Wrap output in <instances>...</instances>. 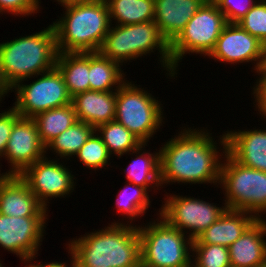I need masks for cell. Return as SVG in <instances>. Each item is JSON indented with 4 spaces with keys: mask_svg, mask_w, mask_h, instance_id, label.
<instances>
[{
    "mask_svg": "<svg viewBox=\"0 0 266 267\" xmlns=\"http://www.w3.org/2000/svg\"><path fill=\"white\" fill-rule=\"evenodd\" d=\"M236 24L263 44L266 43V2L258 1Z\"/></svg>",
    "mask_w": 266,
    "mask_h": 267,
    "instance_id": "obj_32",
    "label": "cell"
},
{
    "mask_svg": "<svg viewBox=\"0 0 266 267\" xmlns=\"http://www.w3.org/2000/svg\"><path fill=\"white\" fill-rule=\"evenodd\" d=\"M68 254H70V266L67 265L66 262H58V261H53V262H48L47 264L42 263V267H75V261L72 253L68 250Z\"/></svg>",
    "mask_w": 266,
    "mask_h": 267,
    "instance_id": "obj_37",
    "label": "cell"
},
{
    "mask_svg": "<svg viewBox=\"0 0 266 267\" xmlns=\"http://www.w3.org/2000/svg\"><path fill=\"white\" fill-rule=\"evenodd\" d=\"M257 218L240 210L227 209L209 228L203 231L193 244H218L229 247Z\"/></svg>",
    "mask_w": 266,
    "mask_h": 267,
    "instance_id": "obj_21",
    "label": "cell"
},
{
    "mask_svg": "<svg viewBox=\"0 0 266 267\" xmlns=\"http://www.w3.org/2000/svg\"><path fill=\"white\" fill-rule=\"evenodd\" d=\"M59 160L45 156L19 175L45 209H48L49 199L67 197L77 183L72 171Z\"/></svg>",
    "mask_w": 266,
    "mask_h": 267,
    "instance_id": "obj_12",
    "label": "cell"
},
{
    "mask_svg": "<svg viewBox=\"0 0 266 267\" xmlns=\"http://www.w3.org/2000/svg\"><path fill=\"white\" fill-rule=\"evenodd\" d=\"M257 71H266V43H264L262 64H261V67Z\"/></svg>",
    "mask_w": 266,
    "mask_h": 267,
    "instance_id": "obj_40",
    "label": "cell"
},
{
    "mask_svg": "<svg viewBox=\"0 0 266 267\" xmlns=\"http://www.w3.org/2000/svg\"><path fill=\"white\" fill-rule=\"evenodd\" d=\"M221 0H205V2L217 5Z\"/></svg>",
    "mask_w": 266,
    "mask_h": 267,
    "instance_id": "obj_42",
    "label": "cell"
},
{
    "mask_svg": "<svg viewBox=\"0 0 266 267\" xmlns=\"http://www.w3.org/2000/svg\"><path fill=\"white\" fill-rule=\"evenodd\" d=\"M121 222L67 242L75 267H141L138 225Z\"/></svg>",
    "mask_w": 266,
    "mask_h": 267,
    "instance_id": "obj_2",
    "label": "cell"
},
{
    "mask_svg": "<svg viewBox=\"0 0 266 267\" xmlns=\"http://www.w3.org/2000/svg\"><path fill=\"white\" fill-rule=\"evenodd\" d=\"M45 209L19 175L0 180V213L12 217H47Z\"/></svg>",
    "mask_w": 266,
    "mask_h": 267,
    "instance_id": "obj_16",
    "label": "cell"
},
{
    "mask_svg": "<svg viewBox=\"0 0 266 267\" xmlns=\"http://www.w3.org/2000/svg\"><path fill=\"white\" fill-rule=\"evenodd\" d=\"M32 78L37 80L30 84L20 81L11 88V92L14 91L17 95L12 107L21 117L34 118L41 112L71 104L72 97L56 66Z\"/></svg>",
    "mask_w": 266,
    "mask_h": 267,
    "instance_id": "obj_10",
    "label": "cell"
},
{
    "mask_svg": "<svg viewBox=\"0 0 266 267\" xmlns=\"http://www.w3.org/2000/svg\"><path fill=\"white\" fill-rule=\"evenodd\" d=\"M74 157H77L78 161L86 168L94 171L102 170L104 167L107 168L106 165H111V155L96 131L84 143Z\"/></svg>",
    "mask_w": 266,
    "mask_h": 267,
    "instance_id": "obj_30",
    "label": "cell"
},
{
    "mask_svg": "<svg viewBox=\"0 0 266 267\" xmlns=\"http://www.w3.org/2000/svg\"><path fill=\"white\" fill-rule=\"evenodd\" d=\"M33 119L38 127L39 138L45 147L77 121L72 104L41 112Z\"/></svg>",
    "mask_w": 266,
    "mask_h": 267,
    "instance_id": "obj_26",
    "label": "cell"
},
{
    "mask_svg": "<svg viewBox=\"0 0 266 267\" xmlns=\"http://www.w3.org/2000/svg\"><path fill=\"white\" fill-rule=\"evenodd\" d=\"M183 128L159 149L162 188L176 182L219 187L221 160L227 153L225 133L217 143L208 129Z\"/></svg>",
    "mask_w": 266,
    "mask_h": 267,
    "instance_id": "obj_1",
    "label": "cell"
},
{
    "mask_svg": "<svg viewBox=\"0 0 266 267\" xmlns=\"http://www.w3.org/2000/svg\"><path fill=\"white\" fill-rule=\"evenodd\" d=\"M149 92L126 80L116 91L115 109V120L147 144L165 119L160 100Z\"/></svg>",
    "mask_w": 266,
    "mask_h": 267,
    "instance_id": "obj_8",
    "label": "cell"
},
{
    "mask_svg": "<svg viewBox=\"0 0 266 267\" xmlns=\"http://www.w3.org/2000/svg\"><path fill=\"white\" fill-rule=\"evenodd\" d=\"M33 259H36V256L31 257V258H26V259H22V261H24V263L27 262V265L25 264V267H42V262H39V264H35V263H31L32 261H34ZM30 263V264H28Z\"/></svg>",
    "mask_w": 266,
    "mask_h": 267,
    "instance_id": "obj_39",
    "label": "cell"
},
{
    "mask_svg": "<svg viewBox=\"0 0 266 267\" xmlns=\"http://www.w3.org/2000/svg\"><path fill=\"white\" fill-rule=\"evenodd\" d=\"M10 91L11 87L5 82L0 68V103L3 101L2 98H4Z\"/></svg>",
    "mask_w": 266,
    "mask_h": 267,
    "instance_id": "obj_38",
    "label": "cell"
},
{
    "mask_svg": "<svg viewBox=\"0 0 266 267\" xmlns=\"http://www.w3.org/2000/svg\"><path fill=\"white\" fill-rule=\"evenodd\" d=\"M163 205L159 209V215L170 226L188 234L191 240H195L203 231L216 222L228 209L216 206L200 198L180 196L176 194L165 195Z\"/></svg>",
    "mask_w": 266,
    "mask_h": 267,
    "instance_id": "obj_11",
    "label": "cell"
},
{
    "mask_svg": "<svg viewBox=\"0 0 266 267\" xmlns=\"http://www.w3.org/2000/svg\"><path fill=\"white\" fill-rule=\"evenodd\" d=\"M257 2V0H221L217 6L225 15L227 23H237Z\"/></svg>",
    "mask_w": 266,
    "mask_h": 267,
    "instance_id": "obj_33",
    "label": "cell"
},
{
    "mask_svg": "<svg viewBox=\"0 0 266 267\" xmlns=\"http://www.w3.org/2000/svg\"><path fill=\"white\" fill-rule=\"evenodd\" d=\"M223 160L219 185L225 193L227 208L246 211L263 219L262 213L266 214V172L243 166L228 153Z\"/></svg>",
    "mask_w": 266,
    "mask_h": 267,
    "instance_id": "obj_7",
    "label": "cell"
},
{
    "mask_svg": "<svg viewBox=\"0 0 266 267\" xmlns=\"http://www.w3.org/2000/svg\"><path fill=\"white\" fill-rule=\"evenodd\" d=\"M122 190H120L118 196H116L115 205L117 207V213H121L122 216L127 217L129 221L127 224L131 225L133 220L140 215L143 216L148 207H150V195L149 191L139 185L131 182L126 183ZM132 188V189H131Z\"/></svg>",
    "mask_w": 266,
    "mask_h": 267,
    "instance_id": "obj_29",
    "label": "cell"
},
{
    "mask_svg": "<svg viewBox=\"0 0 266 267\" xmlns=\"http://www.w3.org/2000/svg\"><path fill=\"white\" fill-rule=\"evenodd\" d=\"M46 156L33 118L20 117L11 130L3 158L10 164L5 175H20L27 167Z\"/></svg>",
    "mask_w": 266,
    "mask_h": 267,
    "instance_id": "obj_14",
    "label": "cell"
},
{
    "mask_svg": "<svg viewBox=\"0 0 266 267\" xmlns=\"http://www.w3.org/2000/svg\"><path fill=\"white\" fill-rule=\"evenodd\" d=\"M225 131L227 153L243 166L266 172V128Z\"/></svg>",
    "mask_w": 266,
    "mask_h": 267,
    "instance_id": "obj_17",
    "label": "cell"
},
{
    "mask_svg": "<svg viewBox=\"0 0 266 267\" xmlns=\"http://www.w3.org/2000/svg\"><path fill=\"white\" fill-rule=\"evenodd\" d=\"M56 67L61 72L71 97L90 90L89 52L58 53Z\"/></svg>",
    "mask_w": 266,
    "mask_h": 267,
    "instance_id": "obj_23",
    "label": "cell"
},
{
    "mask_svg": "<svg viewBox=\"0 0 266 267\" xmlns=\"http://www.w3.org/2000/svg\"><path fill=\"white\" fill-rule=\"evenodd\" d=\"M88 74L90 90L95 91H117L127 80L121 65L100 52H89Z\"/></svg>",
    "mask_w": 266,
    "mask_h": 267,
    "instance_id": "obj_24",
    "label": "cell"
},
{
    "mask_svg": "<svg viewBox=\"0 0 266 267\" xmlns=\"http://www.w3.org/2000/svg\"><path fill=\"white\" fill-rule=\"evenodd\" d=\"M56 33L53 24L39 32L0 43V68L5 82L13 88L20 81L56 66Z\"/></svg>",
    "mask_w": 266,
    "mask_h": 267,
    "instance_id": "obj_4",
    "label": "cell"
},
{
    "mask_svg": "<svg viewBox=\"0 0 266 267\" xmlns=\"http://www.w3.org/2000/svg\"><path fill=\"white\" fill-rule=\"evenodd\" d=\"M147 143H142L138 148L128 154H136L135 158L124 169L127 182L142 186L150 192V188L160 190L161 188V167H160V150L150 153L145 150ZM144 149V150H143ZM153 186V187H152ZM160 186V187H159Z\"/></svg>",
    "mask_w": 266,
    "mask_h": 267,
    "instance_id": "obj_22",
    "label": "cell"
},
{
    "mask_svg": "<svg viewBox=\"0 0 266 267\" xmlns=\"http://www.w3.org/2000/svg\"><path fill=\"white\" fill-rule=\"evenodd\" d=\"M77 121L85 122L95 129L115 120L116 91L88 90L71 98Z\"/></svg>",
    "mask_w": 266,
    "mask_h": 267,
    "instance_id": "obj_20",
    "label": "cell"
},
{
    "mask_svg": "<svg viewBox=\"0 0 266 267\" xmlns=\"http://www.w3.org/2000/svg\"><path fill=\"white\" fill-rule=\"evenodd\" d=\"M205 0H154V21L170 45L183 31Z\"/></svg>",
    "mask_w": 266,
    "mask_h": 267,
    "instance_id": "obj_18",
    "label": "cell"
},
{
    "mask_svg": "<svg viewBox=\"0 0 266 267\" xmlns=\"http://www.w3.org/2000/svg\"><path fill=\"white\" fill-rule=\"evenodd\" d=\"M48 218L12 217L0 213V246L21 260L38 256Z\"/></svg>",
    "mask_w": 266,
    "mask_h": 267,
    "instance_id": "obj_13",
    "label": "cell"
},
{
    "mask_svg": "<svg viewBox=\"0 0 266 267\" xmlns=\"http://www.w3.org/2000/svg\"><path fill=\"white\" fill-rule=\"evenodd\" d=\"M94 132L95 128L91 125L76 121L46 146V153L52 150L51 152L56 154L55 159L61 158L65 161L73 158Z\"/></svg>",
    "mask_w": 266,
    "mask_h": 267,
    "instance_id": "obj_27",
    "label": "cell"
},
{
    "mask_svg": "<svg viewBox=\"0 0 266 267\" xmlns=\"http://www.w3.org/2000/svg\"><path fill=\"white\" fill-rule=\"evenodd\" d=\"M65 13L53 21L59 53L99 52L111 26L105 0L61 5Z\"/></svg>",
    "mask_w": 266,
    "mask_h": 267,
    "instance_id": "obj_3",
    "label": "cell"
},
{
    "mask_svg": "<svg viewBox=\"0 0 266 267\" xmlns=\"http://www.w3.org/2000/svg\"><path fill=\"white\" fill-rule=\"evenodd\" d=\"M111 24L132 25L154 21V0H105ZM114 20V21H113Z\"/></svg>",
    "mask_w": 266,
    "mask_h": 267,
    "instance_id": "obj_25",
    "label": "cell"
},
{
    "mask_svg": "<svg viewBox=\"0 0 266 267\" xmlns=\"http://www.w3.org/2000/svg\"><path fill=\"white\" fill-rule=\"evenodd\" d=\"M257 75H259V79L256 80V84H254L252 88V95L254 96V105L258 110L260 115H262V119L266 118V71H256Z\"/></svg>",
    "mask_w": 266,
    "mask_h": 267,
    "instance_id": "obj_36",
    "label": "cell"
},
{
    "mask_svg": "<svg viewBox=\"0 0 266 267\" xmlns=\"http://www.w3.org/2000/svg\"><path fill=\"white\" fill-rule=\"evenodd\" d=\"M192 267H231L228 247L218 244H193Z\"/></svg>",
    "mask_w": 266,
    "mask_h": 267,
    "instance_id": "obj_31",
    "label": "cell"
},
{
    "mask_svg": "<svg viewBox=\"0 0 266 267\" xmlns=\"http://www.w3.org/2000/svg\"><path fill=\"white\" fill-rule=\"evenodd\" d=\"M155 49L160 54L159 65L167 71V78L169 76V79H175L170 45L161 35L155 21L132 25L111 24L99 52L123 66L127 61L151 55V52H156Z\"/></svg>",
    "mask_w": 266,
    "mask_h": 267,
    "instance_id": "obj_5",
    "label": "cell"
},
{
    "mask_svg": "<svg viewBox=\"0 0 266 267\" xmlns=\"http://www.w3.org/2000/svg\"><path fill=\"white\" fill-rule=\"evenodd\" d=\"M56 1L61 6V5L68 4V3L80 2V1H88V0H56ZM56 1L54 0V2H56Z\"/></svg>",
    "mask_w": 266,
    "mask_h": 267,
    "instance_id": "obj_41",
    "label": "cell"
},
{
    "mask_svg": "<svg viewBox=\"0 0 266 267\" xmlns=\"http://www.w3.org/2000/svg\"><path fill=\"white\" fill-rule=\"evenodd\" d=\"M95 131L106 145L110 155L118 158L138 148L143 142L126 127L112 120L98 126Z\"/></svg>",
    "mask_w": 266,
    "mask_h": 267,
    "instance_id": "obj_28",
    "label": "cell"
},
{
    "mask_svg": "<svg viewBox=\"0 0 266 267\" xmlns=\"http://www.w3.org/2000/svg\"><path fill=\"white\" fill-rule=\"evenodd\" d=\"M158 217L138 225L141 267H192L193 240Z\"/></svg>",
    "mask_w": 266,
    "mask_h": 267,
    "instance_id": "obj_6",
    "label": "cell"
},
{
    "mask_svg": "<svg viewBox=\"0 0 266 267\" xmlns=\"http://www.w3.org/2000/svg\"><path fill=\"white\" fill-rule=\"evenodd\" d=\"M0 113V160L4 156L11 130L14 123L21 117L19 113L11 107L8 111Z\"/></svg>",
    "mask_w": 266,
    "mask_h": 267,
    "instance_id": "obj_35",
    "label": "cell"
},
{
    "mask_svg": "<svg viewBox=\"0 0 266 267\" xmlns=\"http://www.w3.org/2000/svg\"><path fill=\"white\" fill-rule=\"evenodd\" d=\"M1 167V166H0ZM1 172V170H0ZM5 176V173H0V180Z\"/></svg>",
    "mask_w": 266,
    "mask_h": 267,
    "instance_id": "obj_43",
    "label": "cell"
},
{
    "mask_svg": "<svg viewBox=\"0 0 266 267\" xmlns=\"http://www.w3.org/2000/svg\"><path fill=\"white\" fill-rule=\"evenodd\" d=\"M264 44L250 35L236 23H228L219 38L215 48L209 54V59L232 64L254 63L255 72L261 67Z\"/></svg>",
    "mask_w": 266,
    "mask_h": 267,
    "instance_id": "obj_15",
    "label": "cell"
},
{
    "mask_svg": "<svg viewBox=\"0 0 266 267\" xmlns=\"http://www.w3.org/2000/svg\"><path fill=\"white\" fill-rule=\"evenodd\" d=\"M266 220L257 219L228 247L231 267H262L266 262Z\"/></svg>",
    "mask_w": 266,
    "mask_h": 267,
    "instance_id": "obj_19",
    "label": "cell"
},
{
    "mask_svg": "<svg viewBox=\"0 0 266 267\" xmlns=\"http://www.w3.org/2000/svg\"><path fill=\"white\" fill-rule=\"evenodd\" d=\"M227 24L225 15L217 5L204 2L179 36L170 44L174 76H177L178 64L186 54L209 56Z\"/></svg>",
    "mask_w": 266,
    "mask_h": 267,
    "instance_id": "obj_9",
    "label": "cell"
},
{
    "mask_svg": "<svg viewBox=\"0 0 266 267\" xmlns=\"http://www.w3.org/2000/svg\"><path fill=\"white\" fill-rule=\"evenodd\" d=\"M41 0H0V14L31 16L39 13ZM39 9V10H38Z\"/></svg>",
    "mask_w": 266,
    "mask_h": 267,
    "instance_id": "obj_34",
    "label": "cell"
}]
</instances>
